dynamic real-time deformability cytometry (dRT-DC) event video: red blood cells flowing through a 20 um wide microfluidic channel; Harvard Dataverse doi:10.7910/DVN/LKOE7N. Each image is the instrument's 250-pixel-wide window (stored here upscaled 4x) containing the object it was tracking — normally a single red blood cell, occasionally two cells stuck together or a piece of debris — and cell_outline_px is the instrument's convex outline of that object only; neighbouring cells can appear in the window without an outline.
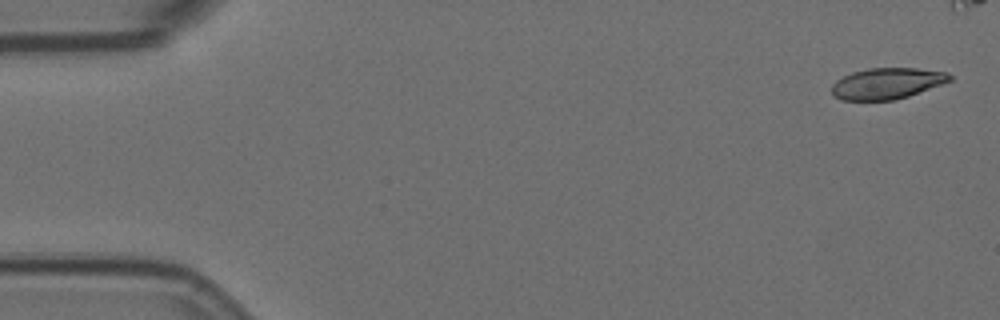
{"species": "Egyptian fruit bat (a non-hibernating species)", "species_latin": "Rousettus aegyptiacus", "temperature_condition": "room temperature", "stored_images_in_passage": 5, "camera_frame_rate_fps": 3000, "um_per_image_px": 0.085, "animal": {"sex": "female"}, "frame": {"image": 1, "passage_image": 1, "time_ms": 0.0, "image_size_px": [1000, 320], "cell_outline_px": [[952, 80], [944, 84], [896, 100], [840, 100], [832, 96], [832, 84], [836, 80], [852, 72], [868, 68], [916, 68], [948, 72], [952, 76]], "centroid_in_image_um": [75.4, 7.09], "position_along_channel_um": 9.6, "area_um2": 21.62}}
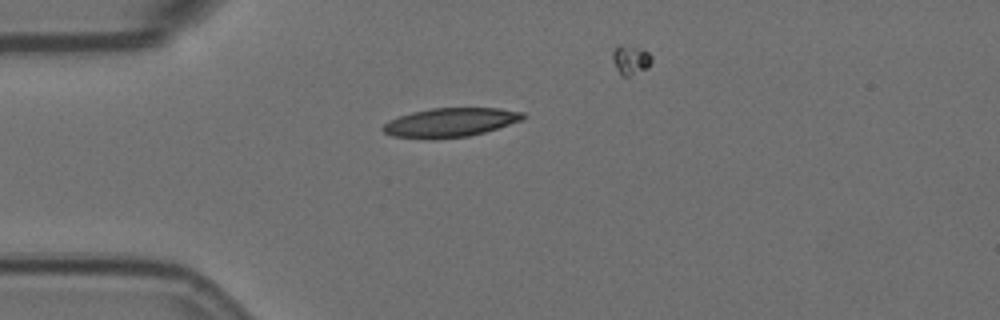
{"frame": {"image": 2, "passage_image": 4, "time_ms": 1.0, "image_size_px": [1000, 320], "cell_outline_px": [[528, 116], [520, 120], [484, 132], [468, 136], [432, 140], [392, 136], [384, 132], [380, 128], [384, 124], [400, 116], [412, 112], [432, 108], [500, 108], [524, 112]], "centroid_in_image_um": [38.26, 10.42], "position_along_channel_um": 46.7, "area_um2": 23.64}}